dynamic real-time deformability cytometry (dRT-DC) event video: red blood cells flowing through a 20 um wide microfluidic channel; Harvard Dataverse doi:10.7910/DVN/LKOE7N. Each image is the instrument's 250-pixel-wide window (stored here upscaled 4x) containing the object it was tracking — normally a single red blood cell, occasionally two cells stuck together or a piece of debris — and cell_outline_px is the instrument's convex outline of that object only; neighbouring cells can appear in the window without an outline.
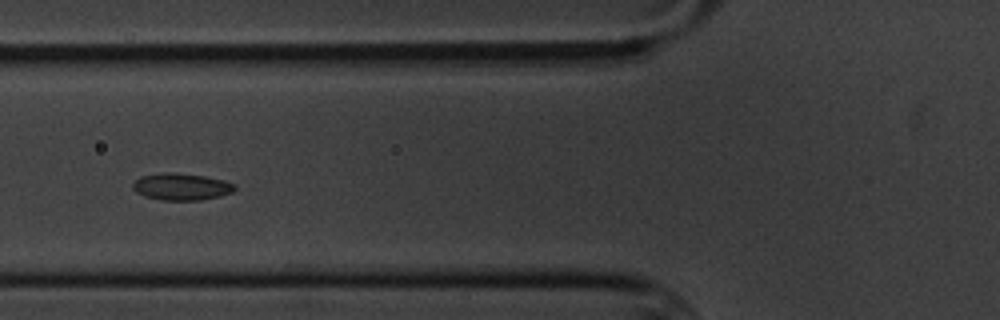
{"species": "common noctule bat (a hibernating species)", "species_latin": "Nyctalus noctula", "temperature_condition": "cold", "stored_images_in_passage": 14, "segment_of_instrument_passage": [2, 2], "camera_frame_rate_fps": 3000, "um_per_image_px": 0.085, "animal": {"sex": "male", "body_mass_g": 20.1, "forearm_length_mm": 53.5}, "frame": {"image": 1, "passage_image": 5, "time_ms": 5.333, "image_size_px": [1000, 320], "cell_outline_px": [[236, 188], [232, 192], [220, 196], [200, 200], [160, 200], [144, 196], [136, 192], [132, 188], [132, 184], [140, 176], [164, 172], [172, 172], [204, 176], [224, 180], [236, 184]], "centroid_in_image_um": [15.41, 15.87], "position_along_channel_um": 110.4, "area_um2": 16.07}}
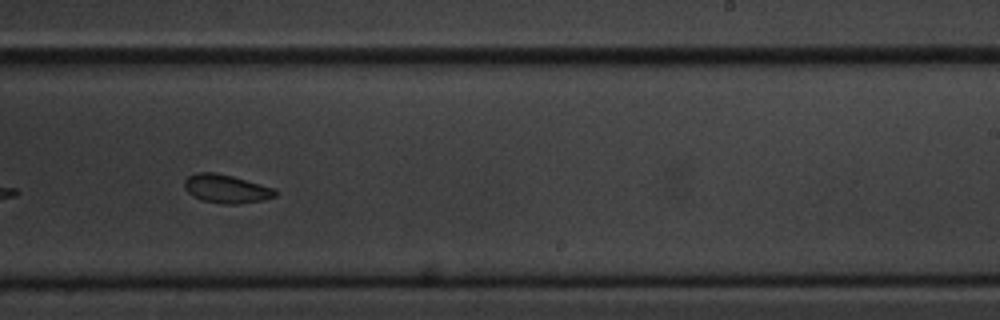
{"frame": {"image": 2, "passage_image": 9, "time_ms": 10.0, "image_size_px": [1000, 320], "cell_outline_px": [[276, 196], [264, 200], [236, 204], [220, 204], [204, 200], [192, 196], [184, 188], [184, 180], [188, 176], [196, 172], [216, 172], [232, 176], [276, 188]], "centroid_in_image_um": [19.23, 16.04], "position_along_channel_um": 269.8, "area_um2": 15.2}}
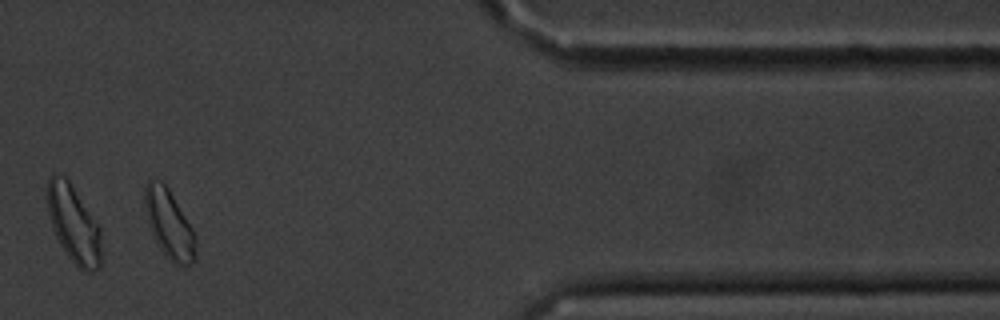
{"frame": {"image": 3, "passage_image": 12, "time_ms": 14.667, "image_size_px": [1000, 320], "cell_outline_px": [[196, 260], [192, 264], [172, 264], [160, 248], [148, 224], [144, 208], [144, 188], [148, 180], [160, 180], [168, 188], [192, 228], [196, 240]], "centroid_in_image_um": [14.37, 19.05], "position_along_channel_um": 397.0, "area_um2": 20.23}}